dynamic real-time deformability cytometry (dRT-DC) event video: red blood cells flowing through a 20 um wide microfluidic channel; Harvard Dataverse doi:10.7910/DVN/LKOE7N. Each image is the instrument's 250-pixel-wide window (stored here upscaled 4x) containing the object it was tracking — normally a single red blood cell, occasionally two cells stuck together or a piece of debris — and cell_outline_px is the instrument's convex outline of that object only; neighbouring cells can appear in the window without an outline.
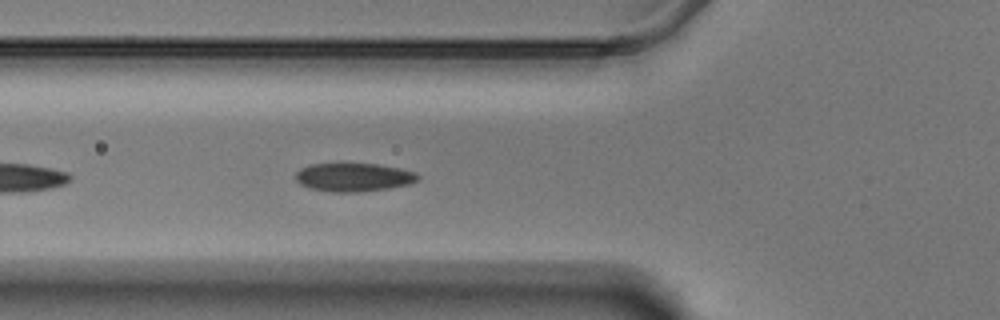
{"species": "Egyptian fruit bat (a non-hibernating species)", "species_latin": "Rousettus aegyptiacus", "temperature_condition": "warm", "stored_images_in_passage": 10, "camera_frame_rate_fps": 3000, "um_per_image_px": 0.085, "animal": {"sex": "male"}, "frame": {"image": 1, "passage_image": 6, "time_ms": 1.667, "image_size_px": [1000, 320], "cell_outline_px": [[420, 180], [412, 184], [388, 188], [360, 192], [328, 192], [312, 188], [300, 184], [296, 180], [296, 172], [300, 168], [312, 164], [376, 164], [400, 168], [416, 172], [420, 176]], "centroid_in_image_um": [30.11, 15.07], "position_along_channel_um": 95.7, "area_um2": 20.35}}